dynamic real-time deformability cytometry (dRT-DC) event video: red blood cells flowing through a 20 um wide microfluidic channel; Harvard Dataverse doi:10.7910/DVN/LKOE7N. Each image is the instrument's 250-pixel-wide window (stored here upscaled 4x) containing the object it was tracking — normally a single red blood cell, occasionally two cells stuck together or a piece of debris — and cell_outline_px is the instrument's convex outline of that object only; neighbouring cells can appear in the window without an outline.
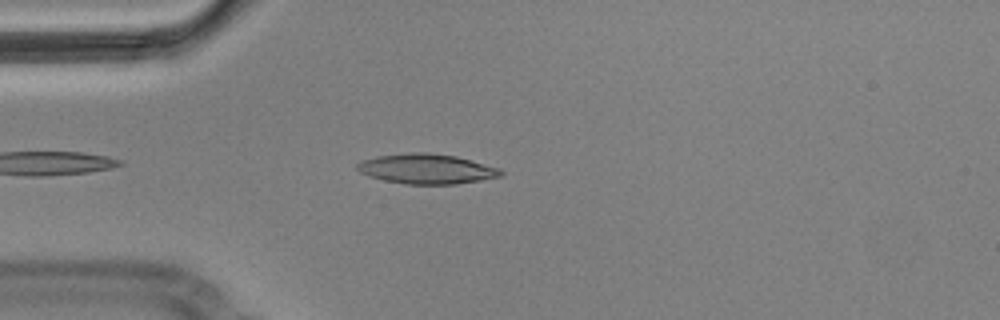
{"species": "Egyptian fruit bat (a non-hibernating species)", "species_latin": "Rousettus aegyptiacus", "temperature_condition": "cold", "stored_images_in_passage": 4, "camera_frame_rate_fps": 3000, "um_per_image_px": 0.085, "animal": {"sex": "male"}, "frame": {"image": 1, "passage_image": 4, "time_ms": 1.0, "image_size_px": [1000, 320], "cell_outline_px": [[504, 172], [500, 176], [480, 180], [456, 184], [404, 184], [384, 180], [360, 172], [356, 168], [356, 164], [360, 160], [376, 156], [412, 152], [428, 152], [456, 156], [500, 168]], "centroid_in_image_um": [36.25, 14.34], "position_along_channel_um": 48.8, "area_um2": 25.03}}